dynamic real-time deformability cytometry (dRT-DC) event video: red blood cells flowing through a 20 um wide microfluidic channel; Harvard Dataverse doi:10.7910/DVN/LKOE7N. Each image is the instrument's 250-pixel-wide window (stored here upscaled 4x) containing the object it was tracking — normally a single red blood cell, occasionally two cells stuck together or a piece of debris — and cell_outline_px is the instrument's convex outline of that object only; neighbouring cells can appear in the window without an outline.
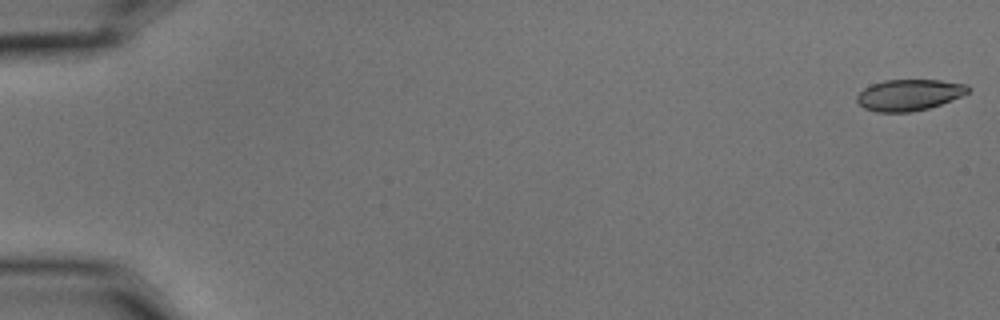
{"species": "common noctule bat (a hibernating species)", "species_latin": "Nyctalus noctula", "temperature_condition": "cold", "stored_images_in_passage": 6, "camera_frame_rate_fps": 3000, "um_per_image_px": 0.085, "animal": {"sex": "male", "body_mass_g": 15.6}, "frame": {"image": 1, "passage_image": 1, "time_ms": 0.0, "image_size_px": [1000, 320], "cell_outline_px": [[972, 88], [968, 92], [960, 96], [940, 104], [928, 108], [912, 112], [876, 112], [864, 108], [856, 100], [856, 96], [864, 88], [872, 84], [884, 80], [940, 80], [968, 84]], "centroid_in_image_um": [77.27, 8.06], "position_along_channel_um": 7.7, "area_um2": 20.23}}
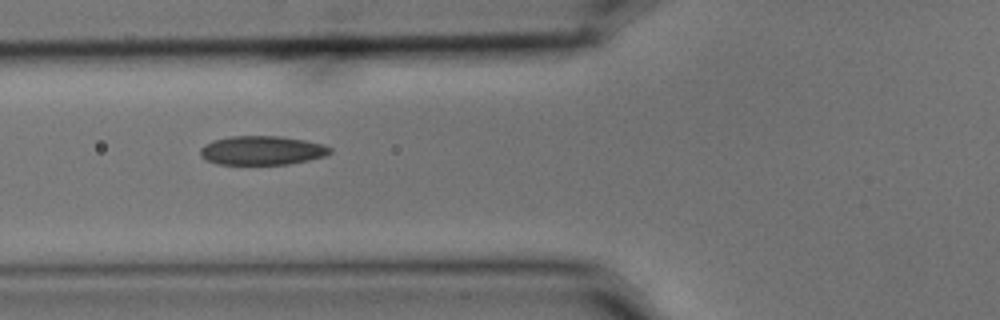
{"frame": {"image": 2, "passage_image": 5, "time_ms": 1.333, "image_size_px": [1000, 320], "cell_outline_px": [[332, 152], [324, 156], [308, 160], [288, 164], [216, 164], [200, 156], [200, 148], [204, 144], [212, 140], [232, 136], [280, 136], [304, 140], [324, 144], [332, 148]], "centroid_in_image_um": [22.26, 12.78], "position_along_channel_um": 103.5, "area_um2": 21.96}}
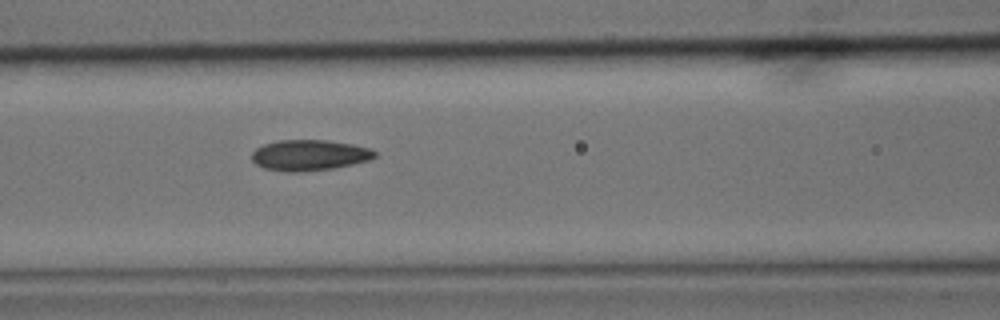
{"frame": {"image": 3, "passage_image": 6, "time_ms": 1.667, "image_size_px": [1000, 320], "cell_outline_px": [[376, 156], [368, 160], [352, 164], [332, 168], [300, 172], [288, 172], [264, 168], [256, 164], [252, 160], [252, 152], [256, 148], [264, 144], [276, 140], [328, 140], [352, 144], [372, 148], [376, 152]], "centroid_in_image_um": [26.29, 13.18], "position_along_channel_um": 140.3, "area_um2": 22.08}}